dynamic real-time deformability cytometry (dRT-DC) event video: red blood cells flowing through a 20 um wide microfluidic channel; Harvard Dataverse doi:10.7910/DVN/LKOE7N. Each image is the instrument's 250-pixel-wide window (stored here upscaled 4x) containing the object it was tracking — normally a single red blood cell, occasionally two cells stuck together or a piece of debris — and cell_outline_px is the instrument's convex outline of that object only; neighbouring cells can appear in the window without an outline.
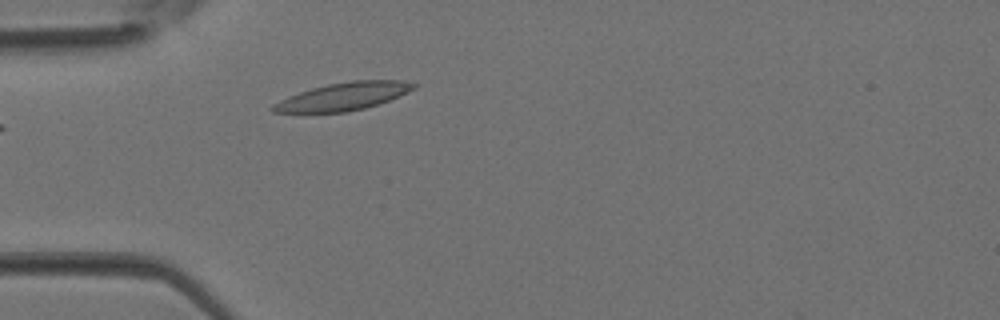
{"species": "Egyptian fruit bat (a non-hibernating species)", "species_latin": "Rousettus aegyptiacus", "temperature_condition": "room temperature", "stored_images_in_passage": 2, "camera_frame_rate_fps": 3000, "um_per_image_px": 0.085, "animal": {"sex": "female"}, "frame": {"image": 1, "passage_image": 2, "time_ms": 0.333, "image_size_px": [1000, 320], "cell_outline_px": [[416, 88], [408, 92], [388, 100], [364, 108], [348, 112], [272, 112], [268, 108], [272, 104], [288, 96], [312, 88], [328, 84], [352, 80], [404, 80], [416, 84]], "centroid_in_image_um": [29.16, 8.19], "position_along_channel_um": 55.8, "area_um2": 22.6}}